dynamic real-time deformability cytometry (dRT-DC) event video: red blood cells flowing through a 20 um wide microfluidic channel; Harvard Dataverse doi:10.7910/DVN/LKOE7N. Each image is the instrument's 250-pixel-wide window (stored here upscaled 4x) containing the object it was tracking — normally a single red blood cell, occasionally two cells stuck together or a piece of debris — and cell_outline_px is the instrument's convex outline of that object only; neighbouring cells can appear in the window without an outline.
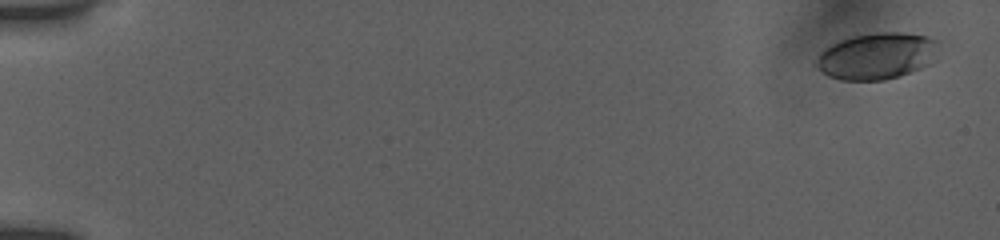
{"species": "human", "species_latin": "Homo sapiens", "temperature_condition": "room temperature", "stored_images_in_passage": 46, "camera_frame_rate_fps": 3000, "um_per_image_px": 0.085, "donor": {"sex": "female"}, "frame": {"image": 1, "passage_image": 2, "time_ms": 0.667, "image_size_px": [1000, 240], "cell_outline_px": [[940, 40], [928, 64], [920, 68], [884, 80], [840, 80], [828, 76], [816, 68], [812, 64], [820, 52], [832, 44], [840, 40], [852, 36], [876, 32], [900, 32], [928, 36]], "centroid_in_image_um": [74.45, 4.75], "position_along_channel_um": 10.5, "area_um2": 33.06}}
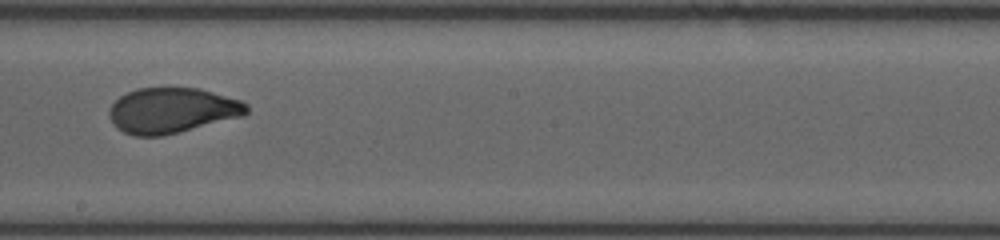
{"frame": {"image": 2, "passage_image": 26, "time_ms": 11.0, "image_size_px": [1000, 240], "cell_outline_px": [[248, 112], [244, 116], [160, 136], [136, 136], [124, 132], [116, 128], [108, 116], [108, 112], [112, 104], [120, 96], [136, 88], [200, 88], [240, 100], [248, 104]], "centroid_in_image_um": [14.61, 9.38], "position_along_channel_um": 233.6, "area_um2": 36.24}}
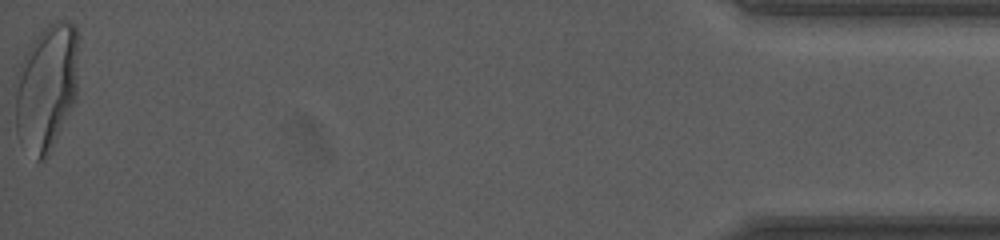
{"frame": {"image": 3, "passage_image": 46, "time_ms": 18.333, "image_size_px": [1000, 240], "cell_outline_px": [[76, 96], [48, 156], [44, 160], [36, 160], [16, 132], [16, 96], [20, 64], [28, 48], [36, 36], [48, 24], [56, 20], [64, 20], [72, 24], [76, 28]], "centroid_in_image_um": [3.95, 7.41], "position_along_channel_um": 431.3, "area_um2": 45.37}, "authors_computed_cell_mechanics": {"area_um2": 36.5007, "velocity_mm_per_s": 3.8691, "shape_relaxation_time_tau1_ms": 4.4993, "shape_relaxation_time_tau2_ms": null, "deformation_change_tau1": 0.1672, "deformation_change_tau2": null}}